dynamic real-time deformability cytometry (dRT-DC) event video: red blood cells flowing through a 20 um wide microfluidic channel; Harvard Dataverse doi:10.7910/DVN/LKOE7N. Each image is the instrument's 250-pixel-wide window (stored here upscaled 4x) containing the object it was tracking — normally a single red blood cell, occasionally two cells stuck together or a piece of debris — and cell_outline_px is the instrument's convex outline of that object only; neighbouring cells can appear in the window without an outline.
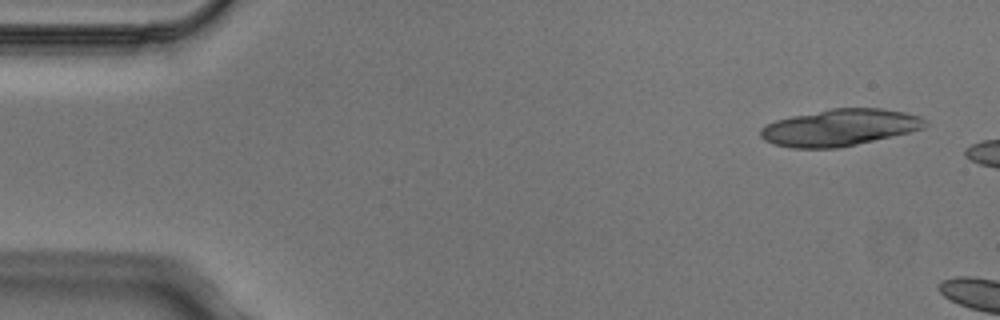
{"species": "Egyptian fruit bat (a non-hibernating species)", "species_latin": "Rousettus aegyptiacus", "temperature_condition": "cold", "stored_images_in_passage": 2, "camera_frame_rate_fps": 3000, "um_per_image_px": 0.085, "animal": {"sex": "male"}, "frame": {"image": 1, "passage_image": 1, "time_ms": 0.0, "image_size_px": [1000, 320], "cell_outline_px": [[928, 124], [924, 128], [892, 136], [840, 148], [792, 148], [772, 144], [764, 140], [760, 136], [760, 128], [776, 120], [792, 116], [832, 108], [884, 108], [904, 112], [920, 116]], "centroid_in_image_um": [71.36, 10.84], "position_along_channel_um": 13.6, "area_um2": 35.2}}